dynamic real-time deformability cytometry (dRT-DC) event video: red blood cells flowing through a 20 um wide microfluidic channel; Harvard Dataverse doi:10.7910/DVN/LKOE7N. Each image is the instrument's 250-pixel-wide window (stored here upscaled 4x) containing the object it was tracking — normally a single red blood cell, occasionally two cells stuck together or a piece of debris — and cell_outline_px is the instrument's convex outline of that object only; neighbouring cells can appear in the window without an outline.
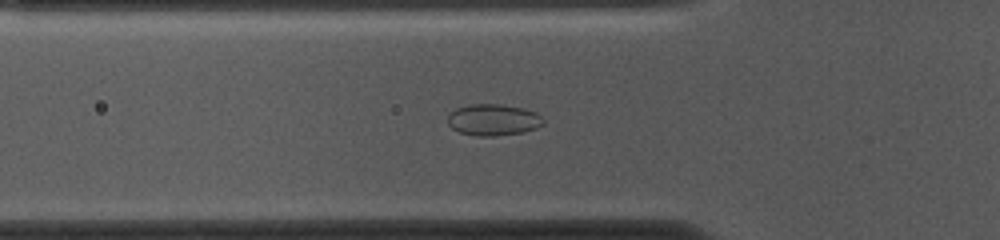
{"species": "common noctule bat (a hibernating species)", "species_latin": "Nyctalus noctula", "temperature_condition": "cold", "stored_images_in_passage": 54, "camera_frame_rate_fps": 3000, "um_per_image_px": 0.085, "animal": {"sex": "female", "body_mass_g": 10.0, "forearm_length_mm": 53.1}, "frame": {"image": 1, "passage_image": 17, "time_ms": 5.333, "image_size_px": [1000, 240], "cell_outline_px": [[544, 124], [536, 128], [520, 132], [496, 136], [476, 136], [460, 132], [452, 128], [448, 124], [448, 116], [456, 108], [468, 104], [500, 104], [524, 108], [536, 112], [544, 120]], "centroid_in_image_um": [41.93, 10.18], "position_along_channel_um": 83.9, "area_um2": 17.51}}
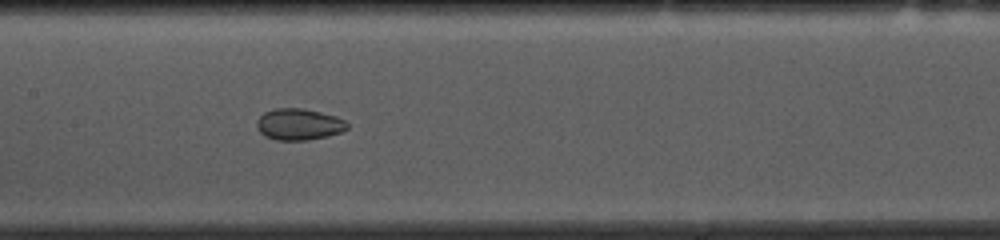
{"frame": {"image": 2, "passage_image": 25, "time_ms": 8.0, "image_size_px": [1000, 240], "cell_outline_px": [[348, 128], [340, 132], [328, 136], [308, 140], [276, 140], [264, 136], [256, 128], [256, 120], [264, 112], [272, 108], [304, 108], [336, 116], [344, 120], [348, 124]], "centroid_in_image_um": [25.37, 10.56], "position_along_channel_um": 182.0, "area_um2": 16.76}}
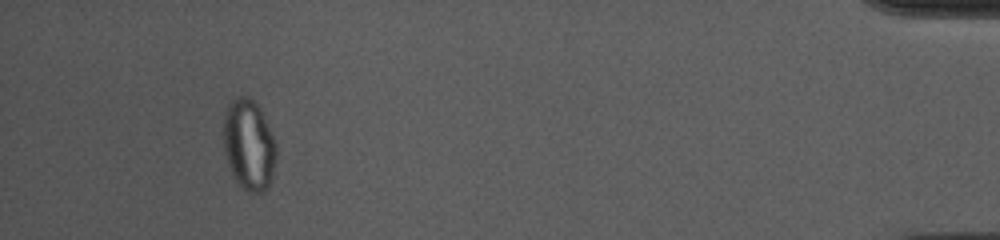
{"frame": {"image": 3, "passage_image": 50, "time_ms": 16.333, "image_size_px": [1000, 240], "cell_outline_px": [[276, 156], [268, 188], [264, 192], [252, 196], [240, 188], [236, 184], [224, 156], [224, 116], [228, 104], [232, 100], [240, 96], [248, 96], [260, 108], [276, 140]], "centroid_in_image_um": [21.15, 12.38], "position_along_channel_um": 414.1, "area_um2": 28.5}, "authors_computed_cell_mechanics": {"area_um2": 21.1548, "velocity_mm_per_s": 3.6498, "shape_relaxation_time_tau1_ms": null, "shape_relaxation_time_tau2_ms": 1.1384, "deformation_change_tau1": null, "deformation_change_tau2": 0.0354}}